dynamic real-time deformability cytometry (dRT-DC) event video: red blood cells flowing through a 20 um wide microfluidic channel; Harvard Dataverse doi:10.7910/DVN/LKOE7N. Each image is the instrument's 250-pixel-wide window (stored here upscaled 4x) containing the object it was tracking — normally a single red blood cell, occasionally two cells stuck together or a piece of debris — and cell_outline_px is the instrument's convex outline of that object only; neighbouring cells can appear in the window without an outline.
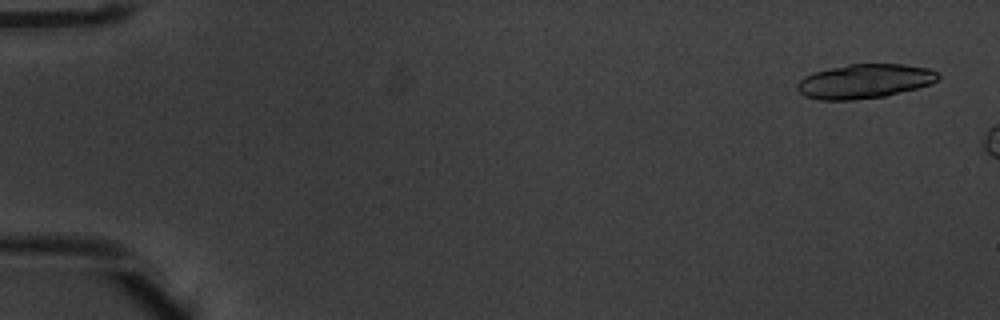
{"species": "common noctule bat (a hibernating species)", "species_latin": "Nyctalus noctula", "temperature_condition": "warm", "stored_images_in_passage": 9, "camera_frame_rate_fps": 3000, "um_per_image_px": 0.085, "animal": {"sex": "male", "body_mass_g": 20.1, "forearm_length_mm": 53.5}, "frame": {"image": 1, "passage_image": 3, "time_ms": 0.667, "image_size_px": [1000, 320], "cell_outline_px": [[940, 76], [932, 84], [884, 96], [856, 100], [820, 100], [804, 96], [796, 88], [796, 84], [804, 76], [812, 72], [828, 68], [848, 64], [904, 64], [928, 68], [936, 72]], "centroid_in_image_um": [73.45, 6.9], "position_along_channel_um": 11.6, "area_um2": 28.26}}